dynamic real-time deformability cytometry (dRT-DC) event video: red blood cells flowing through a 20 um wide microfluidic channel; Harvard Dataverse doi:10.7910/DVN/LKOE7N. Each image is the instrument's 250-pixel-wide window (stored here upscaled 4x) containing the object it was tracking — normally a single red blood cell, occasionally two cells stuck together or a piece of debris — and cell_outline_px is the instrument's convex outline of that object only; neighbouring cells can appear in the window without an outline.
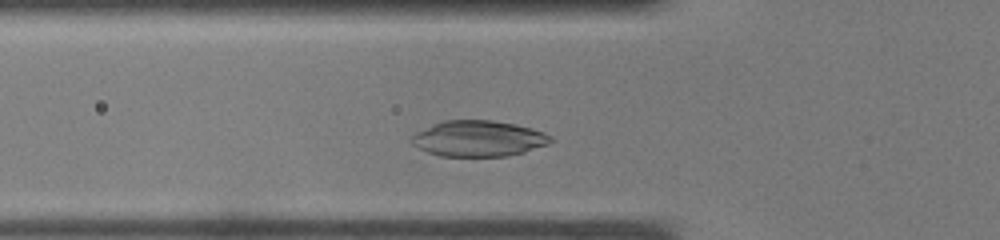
{"species": "common noctule bat (a hibernating species)", "species_latin": "Nyctalus noctula", "temperature_condition": "warm", "stored_images_in_passage": 24, "camera_frame_rate_fps": 3000, "um_per_image_px": 0.085, "animal": {"sex": "male", "body_mass_g": 19.0, "forearm_length_mm": 50.8}, "frame": {"image": 1, "passage_image": 6, "time_ms": 1.667, "image_size_px": [1000, 240], "cell_outline_px": [[552, 140], [548, 144], [524, 152], [508, 156], [440, 156], [428, 152], [412, 144], [408, 140], [408, 136], [432, 124], [444, 120], [492, 120], [516, 124], [532, 128], [544, 132], [552, 136]], "centroid_in_image_um": [40.64, 11.77], "position_along_channel_um": 85.2, "area_um2": 29.3}}
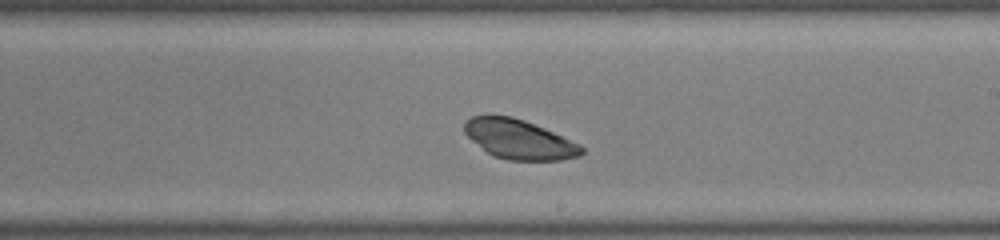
{"frame": {"image": 2, "passage_image": 15, "time_ms": 4.667, "image_size_px": [1000, 240], "cell_outline_px": [[584, 152], [580, 156], [560, 160], [508, 160], [492, 156], [472, 140], [464, 132], [464, 124], [472, 116], [512, 116], [524, 120], [544, 128], [580, 144], [584, 148]], "centroid_in_image_um": [44.15, 11.86], "position_along_channel_um": 244.9, "area_um2": 26.7}}
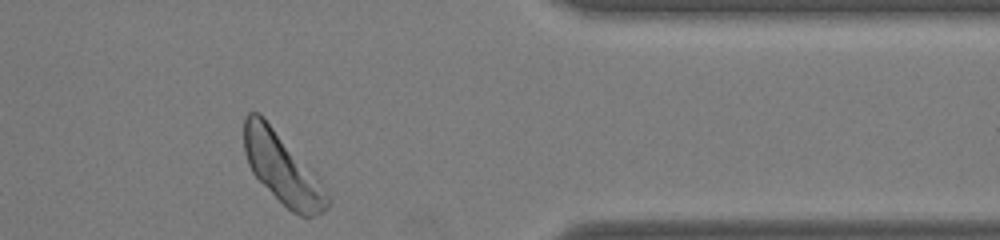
{"frame": {"image": 3, "passage_image": 24, "time_ms": 7.667, "image_size_px": [1000, 240], "cell_outline_px": [[332, 200], [328, 208], [324, 212], [312, 216], [300, 216], [292, 212], [252, 172], [248, 164], [244, 152], [244, 116], [248, 112], [260, 112], [316, 172]], "centroid_in_image_um": [24.04, 14.29], "position_along_channel_um": 387.4, "area_um2": 34.56}}